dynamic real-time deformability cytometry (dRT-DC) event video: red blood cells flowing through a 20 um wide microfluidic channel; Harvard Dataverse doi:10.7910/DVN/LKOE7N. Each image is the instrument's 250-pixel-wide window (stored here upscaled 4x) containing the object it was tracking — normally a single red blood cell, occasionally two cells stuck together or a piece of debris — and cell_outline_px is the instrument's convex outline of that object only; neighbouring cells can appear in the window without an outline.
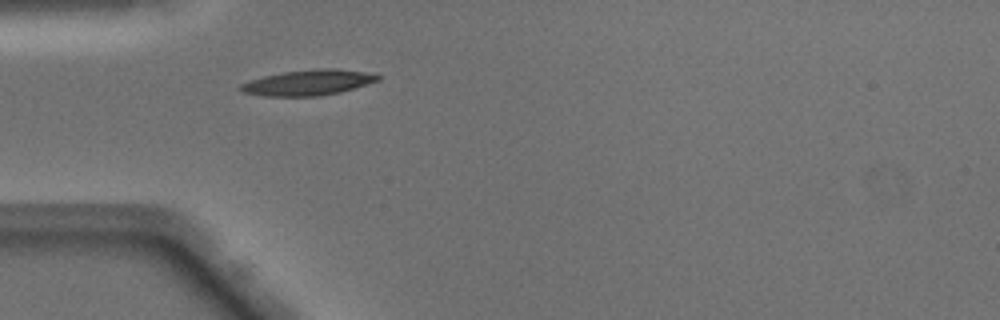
{"species": "Egyptian fruit bat (a non-hibernating species)", "species_latin": "Rousettus aegyptiacus", "temperature_condition": "warm", "stored_images_in_passage": 35, "camera_frame_rate_fps": 3000, "um_per_image_px": 0.085, "animal": {"sex": "male"}, "frame": {"image": 1, "passage_image": 1, "time_ms": 0.0, "image_size_px": [1000, 320], "cell_outline_px": [[380, 80], [340, 92], [320, 96], [264, 96], [244, 92], [236, 88], [240, 84], [248, 80], [264, 76], [284, 72], [324, 68], [332, 68], [364, 72], [380, 76]], "centroid_in_image_um": [26.14, 7.03], "position_along_channel_um": 58.9, "area_um2": 20.23}}
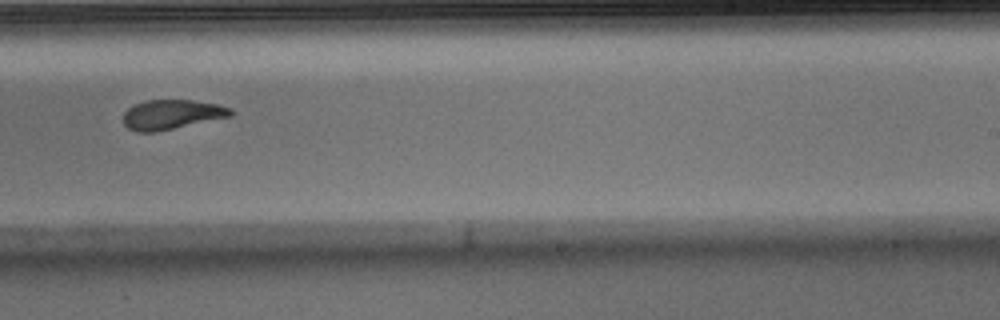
{"frame": {"image": 2, "passage_image": 17, "time_ms": 5.333, "image_size_px": [1000, 320], "cell_outline_px": [[232, 116], [156, 132], [140, 132], [128, 128], [124, 124], [124, 112], [128, 108], [136, 104], [148, 100], [192, 100], [220, 104], [232, 108]], "centroid_in_image_um": [14.63, 9.73], "position_along_channel_um": 274.4, "area_um2": 18.5}}
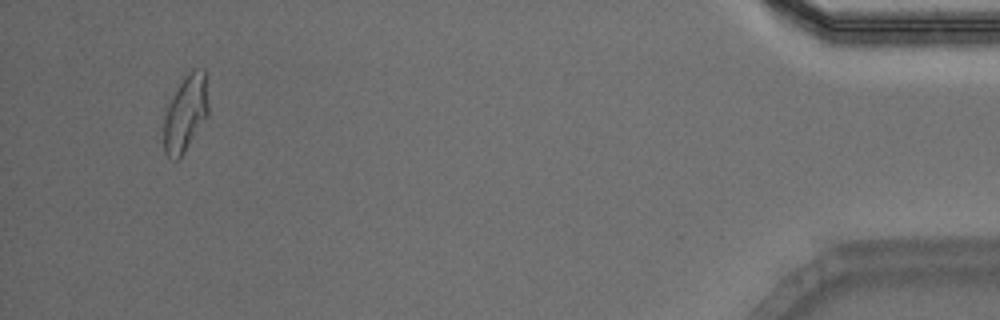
{"frame": {"image": 3, "passage_image": 33, "time_ms": 10.667, "image_size_px": [1000, 320], "cell_outline_px": [[208, 116], [184, 152], [176, 160], [172, 160], [164, 152], [164, 116], [168, 104], [184, 76], [192, 68], [204, 68], [208, 104]], "centroid_in_image_um": [15.77, 9.62], "position_along_channel_um": 419.4, "area_um2": 19.77}, "authors_computed_cell_mechanics": {"area_um2": 19.4208, "velocity_mm_per_s": 4.0954, "shape_relaxation_time_tau1_ms": 4.2952, "shape_relaxation_time_tau2_ms": 1.8727, "deformation_change_tau1": 0.1768, "deformation_change_tau2": 0.089}}